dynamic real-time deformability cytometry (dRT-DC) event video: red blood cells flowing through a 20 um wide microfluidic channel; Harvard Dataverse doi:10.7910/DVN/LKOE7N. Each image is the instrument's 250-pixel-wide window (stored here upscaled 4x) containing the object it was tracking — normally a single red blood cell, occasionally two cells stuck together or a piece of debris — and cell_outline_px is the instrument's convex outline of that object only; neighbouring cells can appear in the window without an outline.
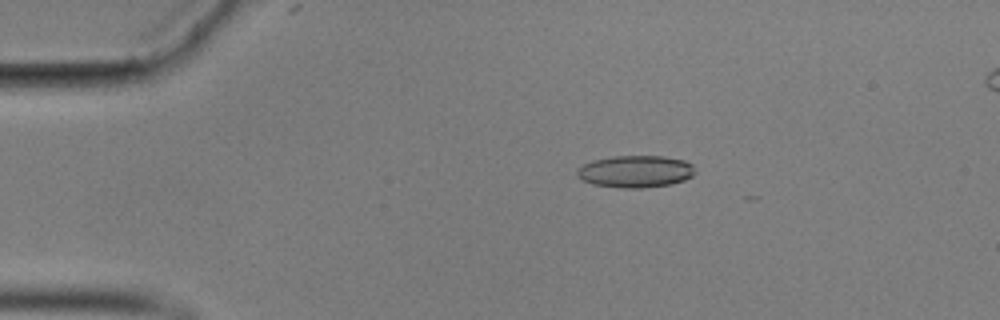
{"species": "common noctule bat (a hibernating species)", "species_latin": "Nyctalus noctula", "temperature_condition": "cold", "stored_images_in_passage": 57, "camera_frame_rate_fps": 3000, "um_per_image_px": 0.085, "animal": {"sex": "male", "body_mass_g": 17.9}, "frame": {"image": 1, "passage_image": 11, "time_ms": 3.333, "image_size_px": [1000, 320], "cell_outline_px": [[696, 172], [692, 176], [684, 180], [668, 184], [644, 188], [624, 188], [592, 184], [576, 176], [576, 172], [584, 164], [592, 160], [612, 156], [664, 156], [684, 160], [692, 164]], "centroid_in_image_um": [54.02, 14.57], "position_along_channel_um": 31.0, "area_um2": 22.02}}
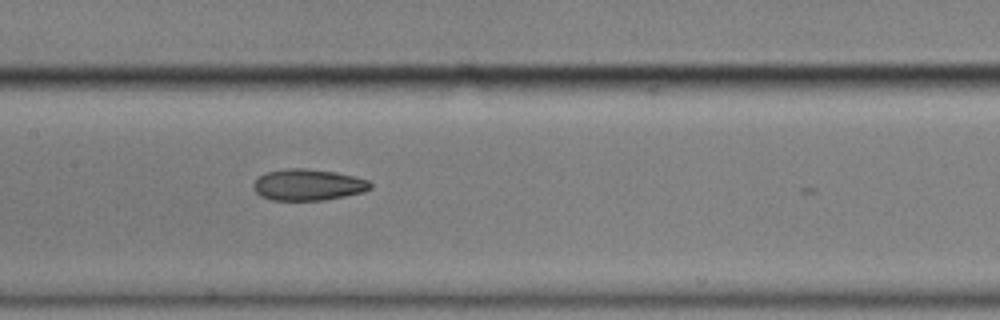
{"frame": {"image": 2, "passage_image": 28, "time_ms": 9.0, "image_size_px": [1000, 320], "cell_outline_px": [[372, 188], [364, 192], [324, 200], [272, 200], [260, 196], [252, 188], [252, 184], [260, 176], [268, 172], [288, 168], [304, 168], [336, 172], [368, 180], [372, 184]], "centroid_in_image_um": [26.18, 15.71], "position_along_channel_um": 181.2, "area_um2": 21.33}}
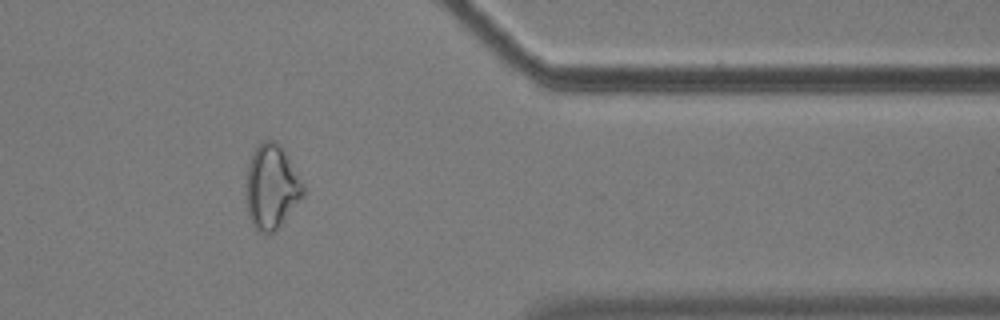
{"frame": {"image": 3, "passage_image": 47, "time_ms": 15.333, "image_size_px": [1000, 320], "cell_outline_px": [[304, 196], [280, 224], [272, 232], [260, 232], [252, 224], [248, 216], [244, 192], [248, 164], [256, 148], [264, 140], [272, 140], [280, 144], [304, 184]], "centroid_in_image_um": [23.06, 15.88], "position_along_channel_um": 388.3, "area_um2": 27.92}, "authors_computed_cell_mechanics": {"area_um2": 22.0218, "velocity_mm_per_s": 3.5361, "shape_relaxation_time_tau1_ms": null, "shape_relaxation_time_tau2_ms": 4.0023, "deformation_change_tau1": null, "deformation_change_tau2": 0.1113}}